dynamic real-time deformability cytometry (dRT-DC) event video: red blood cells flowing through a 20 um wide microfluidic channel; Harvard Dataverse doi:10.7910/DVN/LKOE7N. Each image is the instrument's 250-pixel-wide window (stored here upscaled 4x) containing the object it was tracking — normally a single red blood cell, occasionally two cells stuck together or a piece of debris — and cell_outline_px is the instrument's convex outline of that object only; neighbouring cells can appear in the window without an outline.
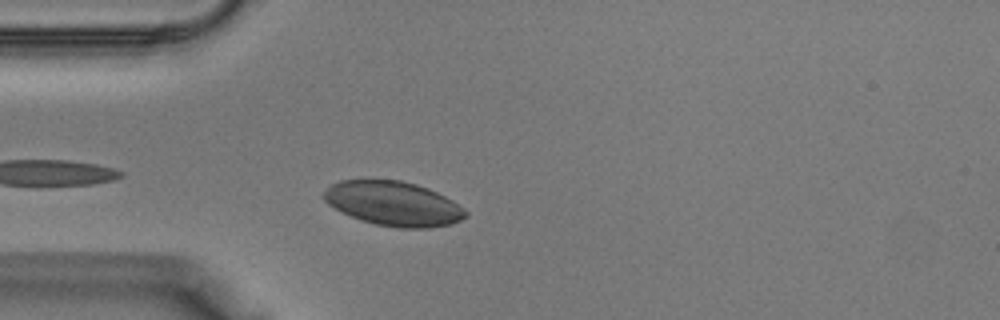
{"species": "Egyptian fruit bat (a non-hibernating species)", "species_latin": "Rousettus aegyptiacus", "temperature_condition": "warm", "stored_images_in_passage": 5, "camera_frame_rate_fps": 3000, "um_per_image_px": 0.085, "animal": {"sex": "male"}, "frame": {"image": 1, "passage_image": 2, "time_ms": 0.333, "image_size_px": [1000, 320], "cell_outline_px": [[468, 216], [452, 224], [428, 228], [396, 228], [376, 224], [360, 220], [328, 204], [320, 196], [332, 184], [340, 180], [400, 180], [416, 184], [428, 188], [452, 200], [464, 208], [468, 212]], "centroid_in_image_um": [33.46, 17.31], "position_along_channel_um": 51.5, "area_um2": 36.65}}